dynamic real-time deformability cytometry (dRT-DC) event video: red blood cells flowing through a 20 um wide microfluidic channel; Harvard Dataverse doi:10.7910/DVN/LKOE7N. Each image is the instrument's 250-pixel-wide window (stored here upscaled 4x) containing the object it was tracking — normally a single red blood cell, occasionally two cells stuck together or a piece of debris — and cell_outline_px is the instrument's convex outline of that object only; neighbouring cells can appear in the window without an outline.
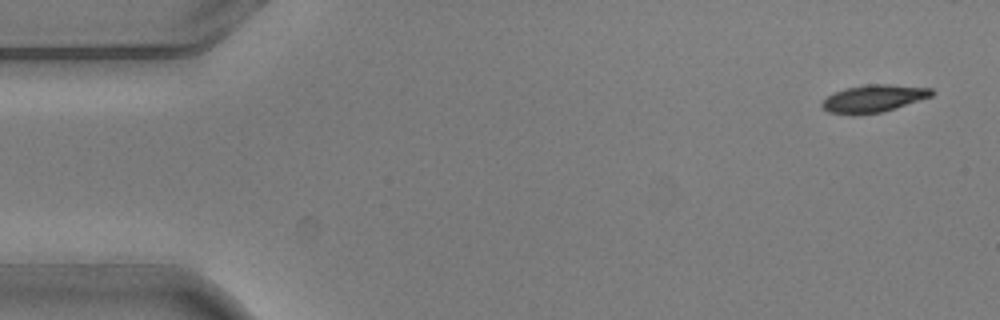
{"species": "common noctule bat (a hibernating species)", "species_latin": "Nyctalus noctula", "temperature_condition": "warm", "stored_images_in_passage": 6, "camera_frame_rate_fps": 3000, "um_per_image_px": 0.085, "animal": {"sex": "male", "body_mass_g": 20.5, "forearm_length_mm": 52.5}, "frame": {"image": 1, "passage_image": 1, "time_ms": 0.0, "image_size_px": [1000, 320], "cell_outline_px": [[936, 92], [932, 96], [880, 112], [852, 116], [828, 112], [820, 104], [828, 96], [836, 92], [848, 88], [868, 84], [888, 84], [932, 88]], "centroid_in_image_um": [74.25, 8.38], "position_along_channel_um": 10.7, "area_um2": 17.34}}
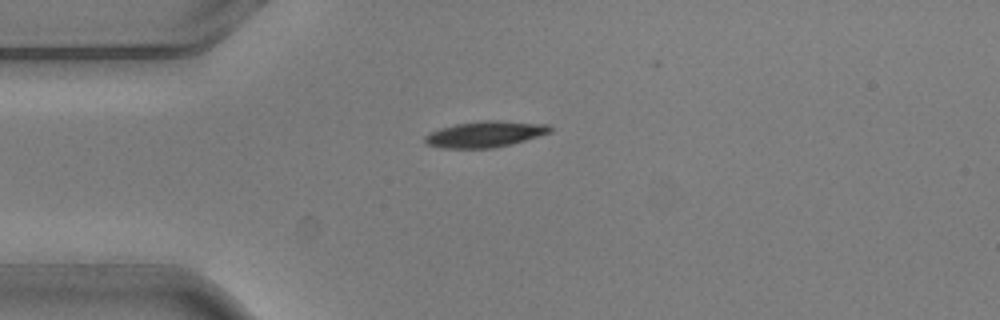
{"frame": {"image": 2, "passage_image": 4, "time_ms": 1.0, "image_size_px": [1000, 320], "cell_outline_px": [[552, 132], [524, 140], [492, 148], [444, 148], [428, 144], [424, 140], [424, 136], [440, 128], [456, 124], [480, 120], [496, 120], [548, 124], [552, 128]], "centroid_in_image_um": [41.24, 11.39], "position_along_channel_um": 43.8, "area_um2": 18.79}}